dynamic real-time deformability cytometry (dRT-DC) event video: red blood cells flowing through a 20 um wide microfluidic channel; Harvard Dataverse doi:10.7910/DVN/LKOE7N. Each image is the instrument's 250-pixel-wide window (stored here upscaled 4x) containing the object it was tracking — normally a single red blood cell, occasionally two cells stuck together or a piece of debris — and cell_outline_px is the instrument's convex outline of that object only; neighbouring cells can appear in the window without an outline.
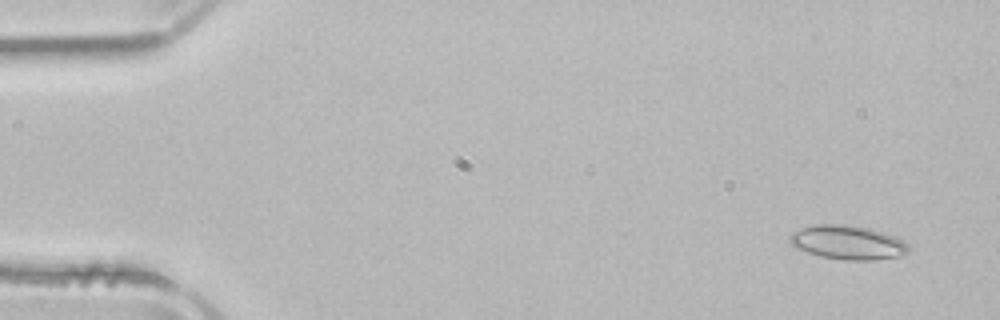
{"species": "common noctule bat (a hibernating species)", "species_latin": "Nyctalus noctula", "temperature_condition": "room temperature", "stored_images_in_passage": 52, "camera_frame_rate_fps": 3000, "um_per_image_px": 0.085, "animal": {"sex": "male", "body_mass_g": 21.5, "forearm_length_mm": 52.0}, "frame": {"image": 1, "passage_image": 3, "time_ms": 0.667, "image_size_px": [1000, 320], "cell_outline_px": [[912, 248], [908, 252], [896, 256], [872, 260], [848, 260], [820, 256], [796, 248], [788, 240], [788, 236], [792, 232], [800, 228], [816, 224], [848, 224], [868, 228], [884, 232], [896, 236], [904, 240]], "centroid_in_image_um": [72.06, 20.59], "position_along_channel_um": 12.9, "area_um2": 23.7}}
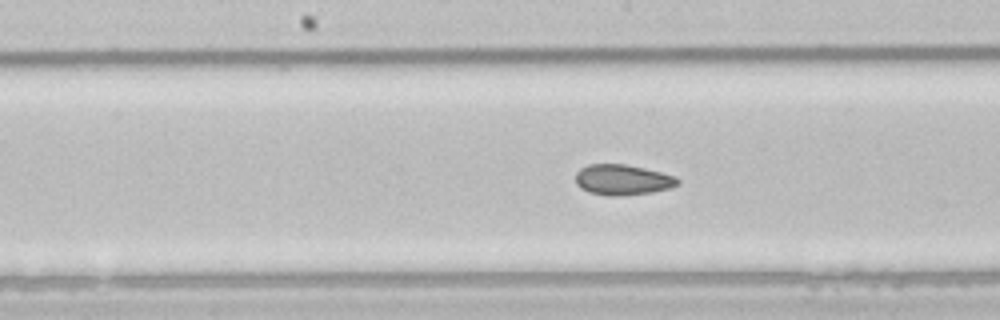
{"frame": {"image": 2, "passage_image": 26, "time_ms": 8.333, "image_size_px": [1000, 320], "cell_outline_px": [[680, 184], [668, 188], [652, 192], [620, 196], [608, 196], [588, 192], [580, 188], [576, 184], [576, 172], [580, 168], [588, 164], [624, 164], [644, 168], [676, 176], [680, 180]], "centroid_in_image_um": [52.9, 15.28], "position_along_channel_um": 195.3, "area_um2": 18.26}}
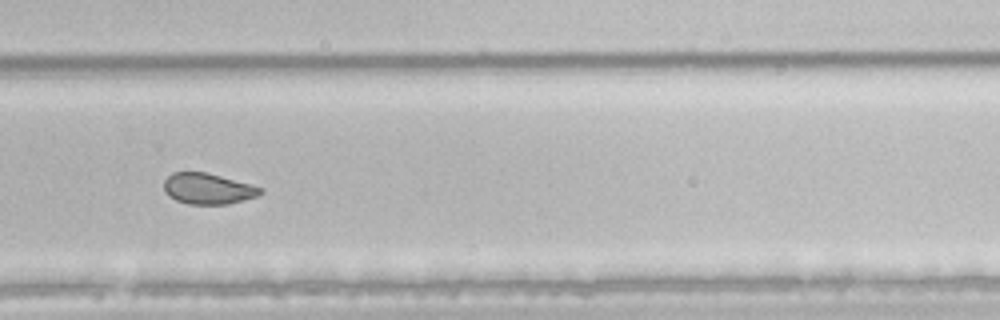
{"frame": {"image": 3, "passage_image": 35, "time_ms": 11.333, "image_size_px": [1000, 320], "cell_outline_px": [[264, 192], [256, 196], [244, 200], [228, 204], [188, 204], [176, 200], [168, 196], [164, 188], [164, 180], [172, 172], [204, 172], [252, 184], [264, 188]], "centroid_in_image_um": [17.69, 16.04], "position_along_channel_um": 312.1, "area_um2": 17.4}, "authors_computed_cell_mechanics": {"area_um2": 19.9699, "velocity_mm_per_s": 3.9179, "shape_relaxation_time_tau1_ms": null, "shape_relaxation_time_tau2_ms": 2.5625, "deformation_change_tau1": null, "deformation_change_tau2": 0.0677}}